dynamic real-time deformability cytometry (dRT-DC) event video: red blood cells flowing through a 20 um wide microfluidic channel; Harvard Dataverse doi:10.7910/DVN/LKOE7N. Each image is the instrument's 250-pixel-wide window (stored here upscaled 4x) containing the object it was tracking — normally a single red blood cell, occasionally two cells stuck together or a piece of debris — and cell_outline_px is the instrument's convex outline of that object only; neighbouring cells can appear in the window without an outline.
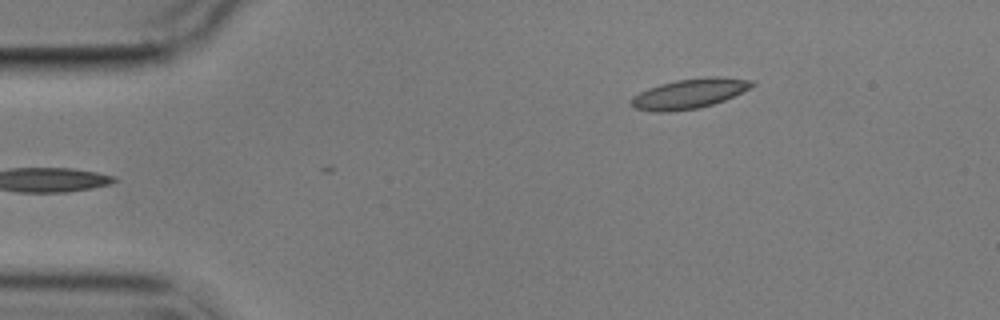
{"species": "common noctule bat (a hibernating species)", "species_latin": "Nyctalus noctula", "temperature_condition": "cold", "stored_images_in_passage": 2, "camera_frame_rate_fps": 3000, "um_per_image_px": 0.085, "animal": {"sex": "male", "body_mass_g": 17.9}, "frame": {"image": 1, "passage_image": 2, "time_ms": 1.333, "image_size_px": [1000, 320], "cell_outline_px": [[756, 84], [724, 100], [700, 108], [668, 112], [656, 112], [636, 108], [628, 100], [632, 96], [648, 88], [660, 84], [676, 80], [708, 76], [716, 76], [752, 80]], "centroid_in_image_um": [58.56, 7.95], "position_along_channel_um": 26.4, "area_um2": 20.87}}